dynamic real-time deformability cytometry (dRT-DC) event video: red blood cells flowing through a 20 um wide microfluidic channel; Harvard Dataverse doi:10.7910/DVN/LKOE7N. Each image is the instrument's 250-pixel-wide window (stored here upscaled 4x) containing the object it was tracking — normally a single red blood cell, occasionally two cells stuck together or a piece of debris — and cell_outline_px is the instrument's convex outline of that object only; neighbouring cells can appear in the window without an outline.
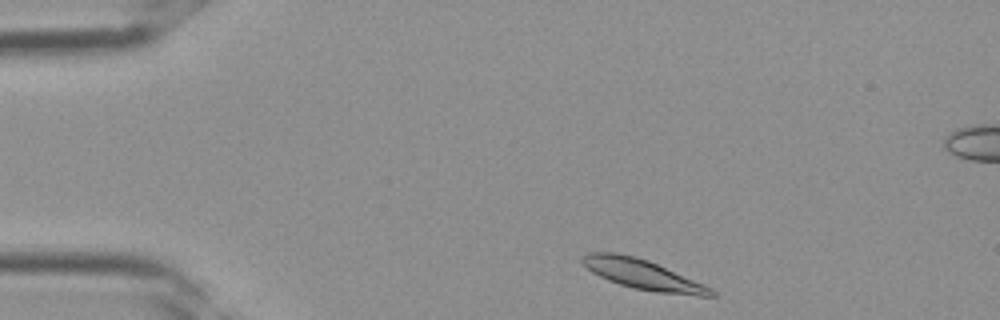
{"species": "Egyptian fruit bat (a non-hibernating species)", "species_latin": "Rousettus aegyptiacus", "temperature_condition": "room temperature", "stored_images_in_passage": 32, "segment_of_instrument_passage": [1, 2], "camera_frame_rate_fps": 3000, "um_per_image_px": 0.085, "frame": {"image": 1, "passage_image": 1, "time_ms": 0.0, "image_size_px": [1000, 320], "cell_outline_px": [[716, 296], [700, 296], [656, 292], [632, 288], [608, 280], [592, 272], [580, 260], [580, 256], [588, 252], [616, 252], [636, 256], [648, 260], [704, 284], [712, 288], [716, 292]], "centroid_in_image_um": [54.63, 23.32], "position_along_channel_um": 30.4, "area_um2": 22.48}}
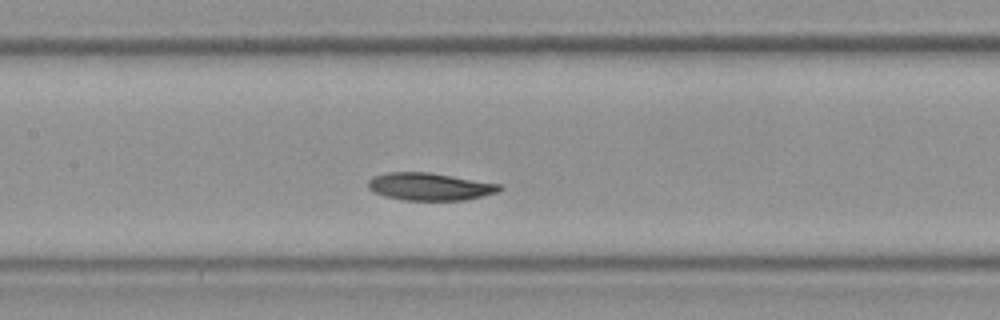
{"frame": {"image": 2, "passage_image": 12, "time_ms": 3.667, "image_size_px": [1000, 320], "cell_outline_px": [[504, 188], [496, 192], [468, 200], [404, 200], [384, 196], [372, 192], [368, 188], [368, 180], [372, 176], [388, 172], [428, 172], [500, 184]], "centroid_in_image_um": [36.49, 15.86], "position_along_channel_um": 170.9, "area_um2": 21.1}}
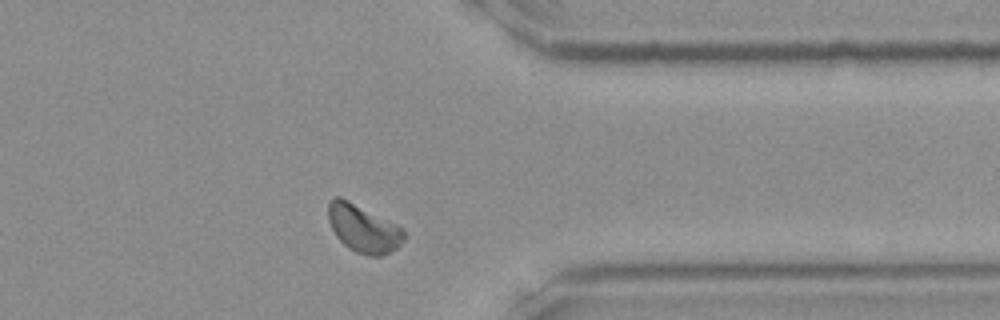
{"frame": {"image": 3, "passage_image": 24, "time_ms": 7.667, "image_size_px": [1000, 320], "cell_outline_px": [[408, 236], [396, 248], [384, 256], [368, 256], [356, 252], [348, 248], [336, 236], [328, 220], [328, 204], [336, 196], [340, 196], [404, 228]], "centroid_in_image_um": [30.91, 19.44], "position_along_channel_um": 380.5, "area_um2": 21.1}}